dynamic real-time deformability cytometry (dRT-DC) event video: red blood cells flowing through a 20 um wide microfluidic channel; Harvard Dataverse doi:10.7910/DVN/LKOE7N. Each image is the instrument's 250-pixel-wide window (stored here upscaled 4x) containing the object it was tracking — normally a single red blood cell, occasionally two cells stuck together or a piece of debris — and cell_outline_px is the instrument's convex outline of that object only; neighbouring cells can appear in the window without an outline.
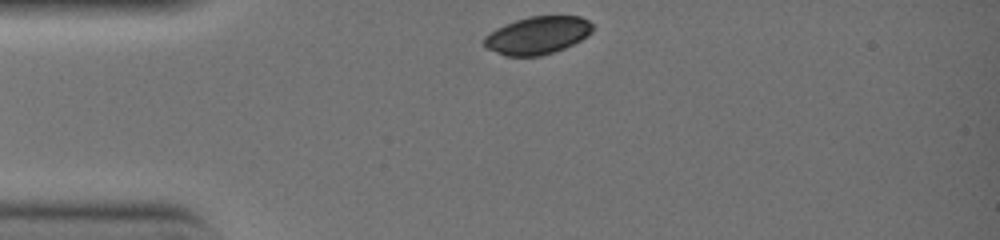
{"species": "common noctule bat (a hibernating species)", "species_latin": "Nyctalus noctula", "temperature_condition": "warm", "stored_images_in_passage": 3, "camera_frame_rate_fps": 3000, "um_per_image_px": 0.085, "animal": {"sex": "female", "body_mass_g": 19.0, "forearm_length_mm": 51.5}, "frame": {"image": 1, "passage_image": 1, "time_ms": 0.0, "image_size_px": [1000, 240], "cell_outline_px": [[592, 32], [588, 36], [564, 48], [540, 56], [504, 56], [488, 48], [484, 44], [484, 36], [496, 28], [504, 24], [528, 16], [580, 16], [588, 20], [592, 24]], "centroid_in_image_um": [45.68, 2.99], "position_along_channel_um": 39.3, "area_um2": 23.76}}